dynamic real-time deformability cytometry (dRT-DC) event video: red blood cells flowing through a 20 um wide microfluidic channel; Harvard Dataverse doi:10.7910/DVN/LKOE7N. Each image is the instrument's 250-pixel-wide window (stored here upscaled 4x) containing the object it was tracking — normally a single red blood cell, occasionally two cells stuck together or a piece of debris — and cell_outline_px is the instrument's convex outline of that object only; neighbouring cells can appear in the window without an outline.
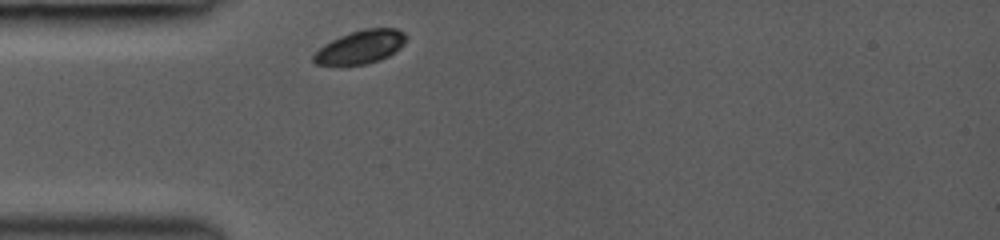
{"species": "common noctule bat (a hibernating species)", "species_latin": "Nyctalus noctula", "temperature_condition": "room temperature", "stored_images_in_passage": 26, "camera_frame_rate_fps": 3000, "um_per_image_px": 0.085, "animal": {"sex": "female", "body_mass_g": 19.0, "forearm_length_mm": 53.3}, "frame": {"image": 1, "passage_image": 1, "time_ms": 0.0, "image_size_px": [1000, 240], "cell_outline_px": [[408, 36], [404, 44], [388, 56], [380, 60], [364, 64], [316, 64], [312, 60], [312, 56], [324, 44], [340, 36], [364, 28], [396, 28], [404, 32]], "centroid_in_image_um": [30.67, 3.97], "position_along_channel_um": 54.3, "area_um2": 17.74}}
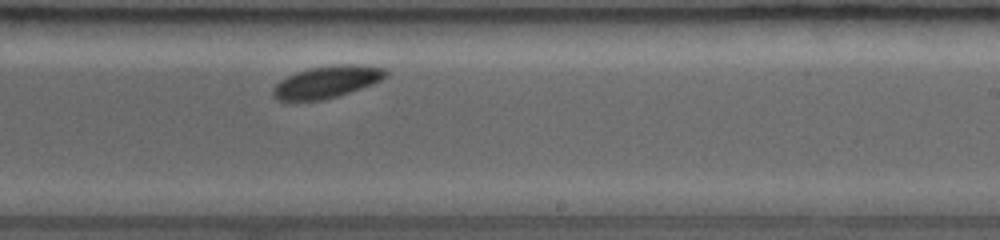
{"frame": {"image": 2, "passage_image": 15, "time_ms": 5.333, "image_size_px": [1000, 240], "cell_outline_px": [[388, 76], [372, 84], [336, 96], [320, 100], [276, 100], [272, 96], [272, 88], [280, 80], [296, 72], [308, 68], [336, 64], [356, 64], [388, 68]], "centroid_in_image_um": [27.79, 6.94], "position_along_channel_um": 261.2, "area_um2": 21.04}}
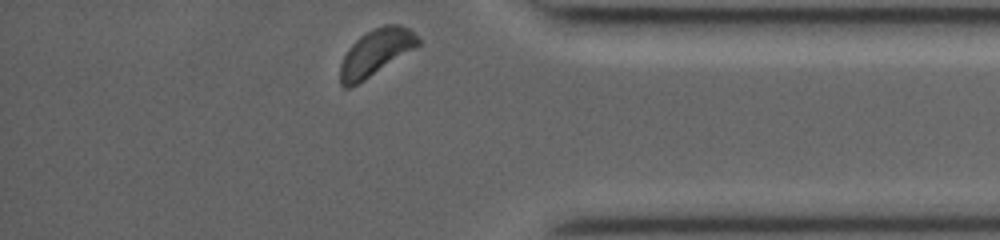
{"frame": {"image": 3, "passage_image": 26, "time_ms": 9.0, "image_size_px": [1000, 240], "cell_outline_px": [[420, 44], [364, 80], [348, 88], [344, 88], [340, 84], [340, 64], [348, 48], [360, 36], [384, 24], [400, 24], [408, 28], [420, 36]], "centroid_in_image_um": [31.94, 4.44], "position_along_channel_um": 403.3, "area_um2": 20.69}, "authors_computed_cell_mechanics": {"area_um2": 20.6924, "velocity_mm_per_s": 4.0196, "shape_relaxation_time_tau1_ms": 0.5901, "shape_relaxation_time_tau2_ms": null, "deformation_change_tau1": 0.0187, "deformation_change_tau2": null}}